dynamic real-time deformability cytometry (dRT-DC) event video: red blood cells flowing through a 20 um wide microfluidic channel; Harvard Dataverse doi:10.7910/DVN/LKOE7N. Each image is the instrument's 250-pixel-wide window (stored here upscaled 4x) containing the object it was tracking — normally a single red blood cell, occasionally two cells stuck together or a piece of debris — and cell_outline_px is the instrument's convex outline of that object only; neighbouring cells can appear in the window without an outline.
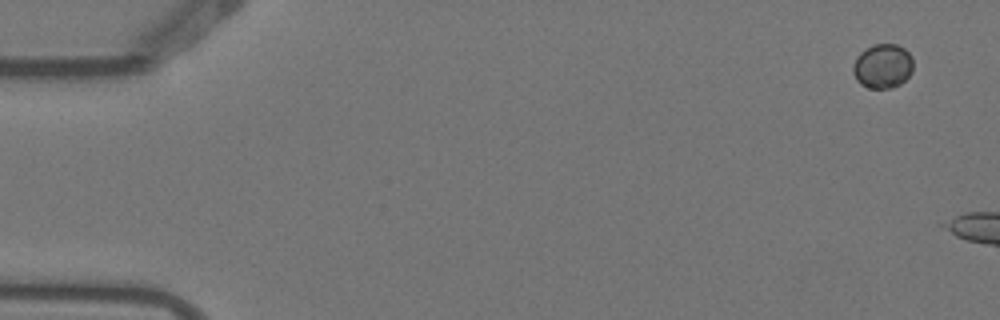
{"species": "Egyptian fruit bat (a non-hibernating species)", "species_latin": "Rousettus aegyptiacus", "temperature_condition": "warm", "stored_images_in_passage": 3, "camera_frame_rate_fps": 3000, "um_per_image_px": 0.085, "animal": {"sex": "female"}, "frame": {"image": 1, "passage_image": 1, "time_ms": 0.0, "image_size_px": [1000, 320], "cell_outline_px": [[912, 72], [900, 84], [892, 88], [868, 88], [860, 84], [856, 80], [852, 72], [852, 68], [856, 56], [860, 52], [872, 44], [896, 44], [904, 48], [912, 56]], "centroid_in_image_um": [75.0, 5.62], "position_along_channel_um": 10.0, "area_um2": 15.72}}